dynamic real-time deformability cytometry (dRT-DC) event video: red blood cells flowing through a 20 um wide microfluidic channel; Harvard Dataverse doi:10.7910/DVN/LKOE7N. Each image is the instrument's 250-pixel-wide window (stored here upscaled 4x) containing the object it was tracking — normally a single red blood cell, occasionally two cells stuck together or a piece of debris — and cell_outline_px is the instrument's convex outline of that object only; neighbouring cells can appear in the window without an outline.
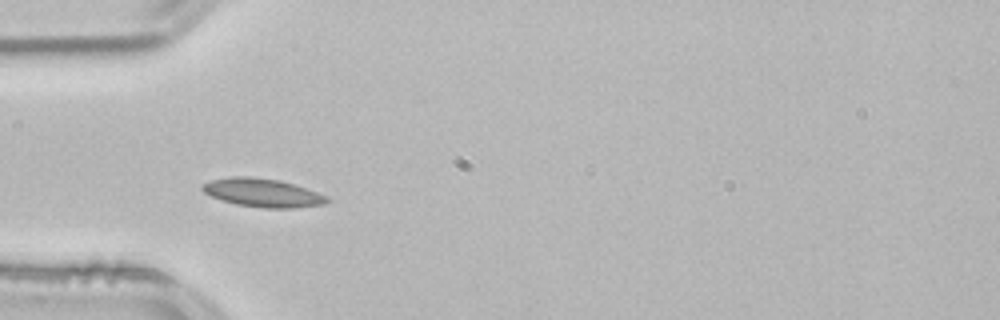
{"species": "common noctule bat (a hibernating species)", "species_latin": "Nyctalus noctula", "temperature_condition": "room temperature", "stored_images_in_passage": 44, "camera_frame_rate_fps": 3000, "um_per_image_px": 0.085, "animal": {"sex": "male", "body_mass_g": 21.5, "forearm_length_mm": 52.0}, "frame": {"image": 1, "passage_image": 7, "time_ms": 2.0, "image_size_px": [1000, 320], "cell_outline_px": [[328, 204], [296, 208], [264, 208], [236, 204], [220, 200], [204, 192], [200, 188], [204, 184], [212, 180], [232, 176], [248, 176], [280, 180], [328, 196]], "centroid_in_image_um": [22.33, 16.39], "position_along_channel_um": 62.7, "area_um2": 20.58}, "authors_computed_cell_mechanics": {"area_um2": 18.6983, "velocity_mm_per_s": 3.787, "shape_relaxation_time_tau1_ms": 3.4454, "shape_relaxation_time_tau2_ms": 3.2363, "deformation_change_tau1": 0.0928, "deformation_change_tau2": 0.0685}}